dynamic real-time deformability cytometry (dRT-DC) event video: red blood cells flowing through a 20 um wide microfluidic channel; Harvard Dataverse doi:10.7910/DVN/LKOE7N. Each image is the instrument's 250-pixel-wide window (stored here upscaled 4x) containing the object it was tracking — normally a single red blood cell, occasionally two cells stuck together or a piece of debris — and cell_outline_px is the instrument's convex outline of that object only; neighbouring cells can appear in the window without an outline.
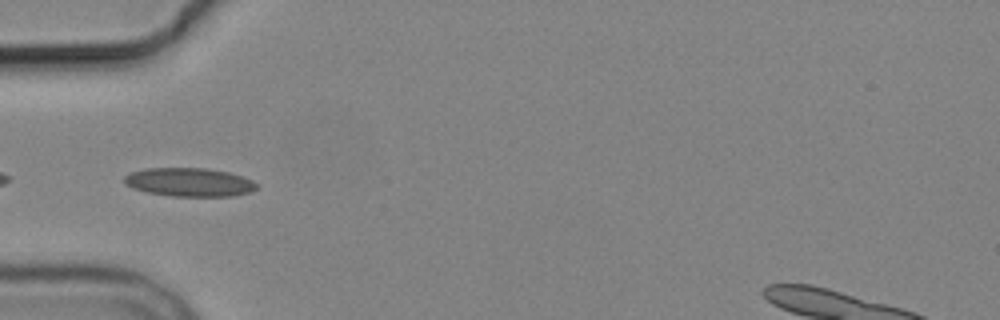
{"species": "common noctule bat (a hibernating species)", "species_latin": "Nyctalus noctula", "temperature_condition": "cold", "stored_images_in_passage": 5, "camera_frame_rate_fps": 3000, "um_per_image_px": 0.085, "animal": {"sex": "male", "body_mass_g": 19.2, "forearm_length_mm": 51.8}, "frame": {"image": 1, "passage_image": 4, "time_ms": 4.0, "image_size_px": [1000, 320], "cell_outline_px": [[256, 188], [248, 192], [232, 196], [172, 196], [148, 192], [132, 188], [124, 184], [124, 176], [132, 172], [144, 168], [204, 168], [228, 172], [252, 180], [256, 184]], "centroid_in_image_um": [16.04, 15.48], "position_along_channel_um": 69.0, "area_um2": 21.85}}
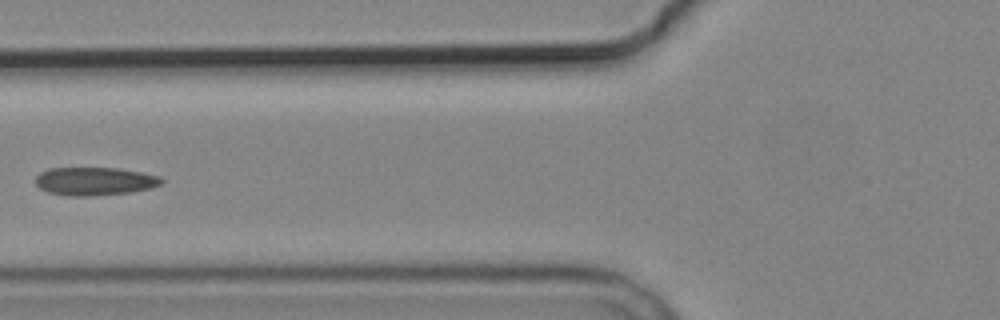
{"frame": {"image": 2, "passage_image": 5, "time_ms": 5.333, "image_size_px": [1000, 320], "cell_outline_px": [[164, 180], [160, 184], [152, 188], [128, 192], [92, 196], [64, 196], [48, 192], [40, 188], [36, 184], [36, 176], [40, 172], [48, 168], [116, 168], [140, 172], [160, 176]], "centroid_in_image_um": [8.02, 15.41], "position_along_channel_um": 117.8, "area_um2": 20.69}}